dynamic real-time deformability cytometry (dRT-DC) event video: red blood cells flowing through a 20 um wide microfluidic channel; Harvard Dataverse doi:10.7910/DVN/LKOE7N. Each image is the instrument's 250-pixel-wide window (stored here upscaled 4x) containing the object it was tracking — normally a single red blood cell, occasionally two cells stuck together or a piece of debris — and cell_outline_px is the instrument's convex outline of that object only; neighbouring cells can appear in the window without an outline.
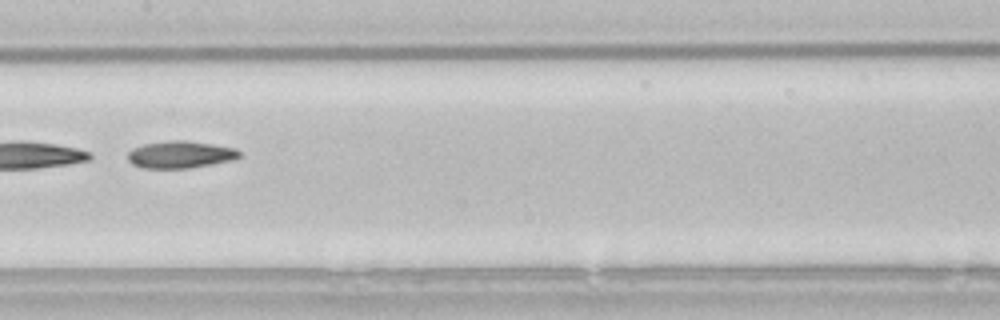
{"species": "common noctule bat (a hibernating species)", "species_latin": "Nyctalus noctula", "temperature_condition": "room temperature", "stored_images_in_passage": 36, "segment_of_instrument_passage": [2, 2], "camera_frame_rate_fps": 3000, "um_per_image_px": 0.085, "animal": {"sex": "male", "body_mass_g": 21.5, "forearm_length_mm": 52.0}, "frame": {"image": 1, "passage_image": 26, "time_ms": 8.333, "image_size_px": [1000, 320], "cell_outline_px": [[240, 156], [232, 160], [188, 168], [144, 168], [132, 164], [128, 160], [128, 152], [132, 148], [144, 144], [168, 140], [184, 140], [212, 144], [236, 148], [240, 152]], "centroid_in_image_um": [15.3, 13.13], "position_along_channel_um": 192.1, "area_um2": 17.57}}